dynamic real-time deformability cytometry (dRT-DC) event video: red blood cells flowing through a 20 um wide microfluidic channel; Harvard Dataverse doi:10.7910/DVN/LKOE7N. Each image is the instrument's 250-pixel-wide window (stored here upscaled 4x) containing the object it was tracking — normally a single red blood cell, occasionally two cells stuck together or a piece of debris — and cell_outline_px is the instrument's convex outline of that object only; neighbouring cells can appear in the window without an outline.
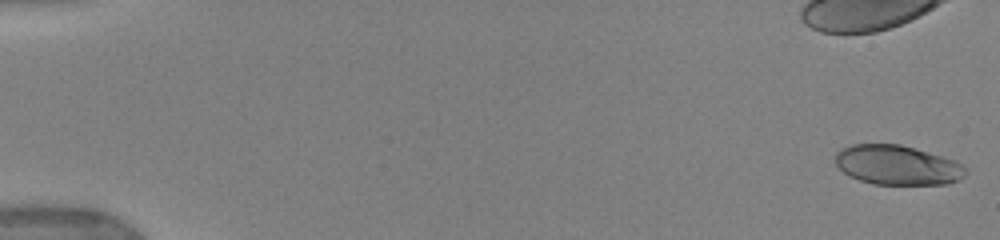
{"species": "human", "species_latin": "Homo sapiens", "temperature_condition": "warm", "stored_images_in_passage": 28, "camera_frame_rate_fps": 3000, "um_per_image_px": 0.085, "donor": {"sex": "female"}, "frame": {"image": 1, "passage_image": 1, "time_ms": 0.0, "image_size_px": [1000, 240], "cell_outline_px": [[964, 176], [960, 180], [948, 184], [872, 184], [848, 176], [836, 164], [836, 152], [840, 148], [852, 144], [900, 144], [956, 160], [964, 168]], "centroid_in_image_um": [76.25, 14.03], "position_along_channel_um": 8.8, "area_um2": 30.0}}